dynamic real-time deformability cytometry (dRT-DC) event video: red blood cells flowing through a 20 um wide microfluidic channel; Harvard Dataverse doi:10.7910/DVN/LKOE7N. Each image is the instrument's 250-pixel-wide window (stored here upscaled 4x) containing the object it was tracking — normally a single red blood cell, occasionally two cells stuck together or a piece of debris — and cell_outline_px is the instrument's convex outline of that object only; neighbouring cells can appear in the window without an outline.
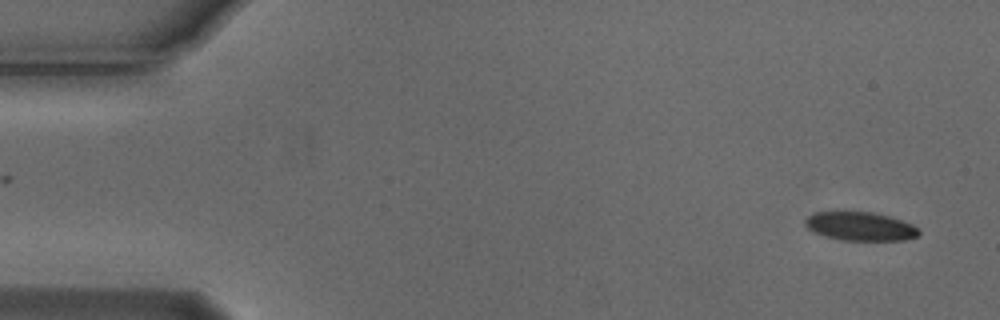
{"species": "Egyptian fruit bat (a non-hibernating species)", "species_latin": "Rousettus aegyptiacus", "temperature_condition": "cold", "stored_images_in_passage": 2, "camera_frame_rate_fps": 3000, "um_per_image_px": 0.085, "animal": {"sex": "male"}, "frame": {"image": 1, "passage_image": 2, "time_ms": 0.333, "image_size_px": [1000, 320], "cell_outline_px": [[920, 232], [916, 236], [904, 240], [840, 240], [824, 236], [812, 232], [804, 224], [804, 220], [812, 212], [872, 212], [888, 216], [912, 224], [920, 228]], "centroid_in_image_um": [73.09, 19.24], "position_along_channel_um": 11.9, "area_um2": 19.02}}